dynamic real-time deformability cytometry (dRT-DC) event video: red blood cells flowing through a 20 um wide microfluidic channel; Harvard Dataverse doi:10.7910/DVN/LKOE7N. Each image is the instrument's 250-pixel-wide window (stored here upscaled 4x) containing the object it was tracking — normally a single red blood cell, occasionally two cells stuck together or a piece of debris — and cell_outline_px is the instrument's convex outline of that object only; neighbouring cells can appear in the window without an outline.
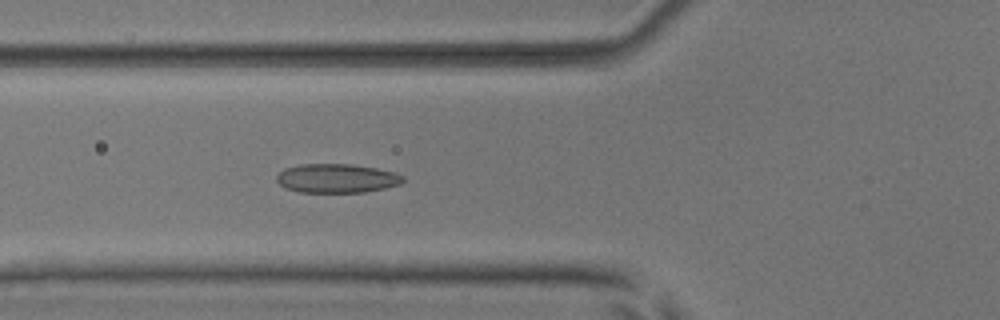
{"species": "common noctule bat (a hibernating species)", "species_latin": "Nyctalus noctula", "temperature_condition": "room temperature", "stored_images_in_passage": 55, "camera_frame_rate_fps": 3000, "um_per_image_px": 0.085, "animal": {"sex": "male", "body_mass_g": 17.9, "forearm_length_mm": 54.2}, "frame": {"image": 1, "passage_image": 21, "time_ms": 6.667, "image_size_px": [1000, 320], "cell_outline_px": [[404, 180], [400, 184], [384, 188], [364, 192], [300, 192], [284, 188], [276, 180], [276, 176], [284, 168], [304, 164], [352, 164], [376, 168], [392, 172], [404, 176]], "centroid_in_image_um": [28.6, 15.16], "position_along_channel_um": 97.2, "area_um2": 21.27}}
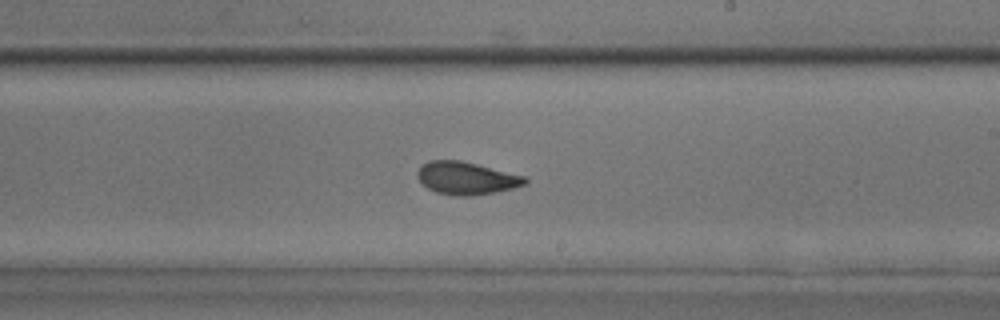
{"frame": {"image": 2, "passage_image": 33, "time_ms": 10.667, "image_size_px": [1000, 320], "cell_outline_px": [[528, 184], [496, 192], [472, 196], [452, 196], [436, 192], [428, 188], [416, 176], [416, 172], [420, 164], [428, 160], [460, 160], [528, 176]], "centroid_in_image_um": [39.65, 15.14], "position_along_channel_um": 249.3, "area_um2": 20.87}}
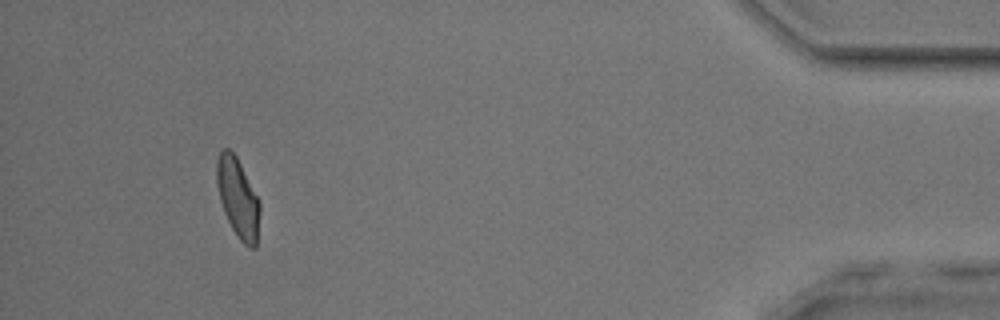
{"frame": {"image": 3, "passage_image": 51, "time_ms": 16.667, "image_size_px": [1000, 320], "cell_outline_px": [[260, 212], [256, 248], [248, 248], [240, 240], [232, 228], [224, 212], [220, 200], [216, 184], [216, 160], [220, 152], [224, 148], [228, 148], [236, 156], [260, 200]], "centroid_in_image_um": [20.22, 16.83], "position_along_channel_um": 415.0, "area_um2": 20.06}, "authors_computed_cell_mechanics": {"area_um2": 20.6346, "velocity_mm_per_s": 3.8116, "shape_relaxation_time_tau1_ms": 5.313, "shape_relaxation_time_tau2_ms": 2.1913, "deformation_change_tau1": 0.1424, "deformation_change_tau2": 0.0682}}